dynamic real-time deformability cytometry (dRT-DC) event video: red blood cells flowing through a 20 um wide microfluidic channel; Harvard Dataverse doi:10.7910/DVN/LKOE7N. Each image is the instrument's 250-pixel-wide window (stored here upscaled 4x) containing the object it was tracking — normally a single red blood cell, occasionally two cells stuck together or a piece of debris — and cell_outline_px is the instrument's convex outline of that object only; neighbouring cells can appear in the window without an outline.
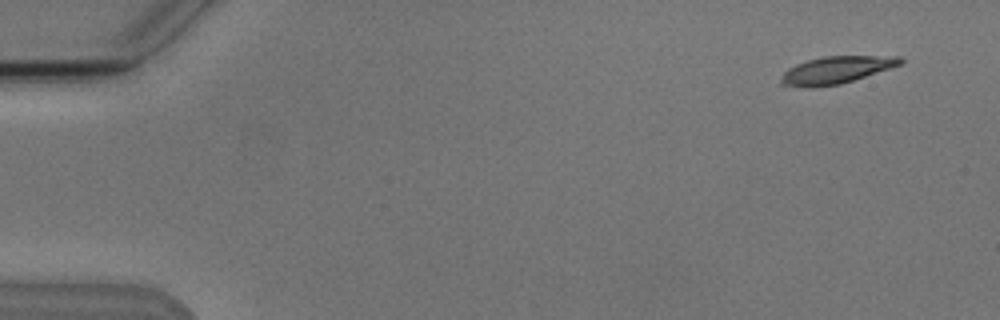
{"species": "Egyptian fruit bat (a non-hibernating species)", "species_latin": "Rousettus aegyptiacus", "temperature_condition": "cold", "stored_images_in_passage": 9, "camera_frame_rate_fps": 3000, "um_per_image_px": 0.085, "animal": {"sex": "male"}, "frame": {"image": 1, "passage_image": 1, "time_ms": 0.0, "image_size_px": [1000, 320], "cell_outline_px": [[904, 60], [900, 64], [840, 84], [780, 84], [780, 80], [784, 72], [788, 68], [796, 64], [808, 60], [824, 56], [900, 56]], "centroid_in_image_um": [71.13, 5.88], "position_along_channel_um": 13.9, "area_um2": 17.74}}
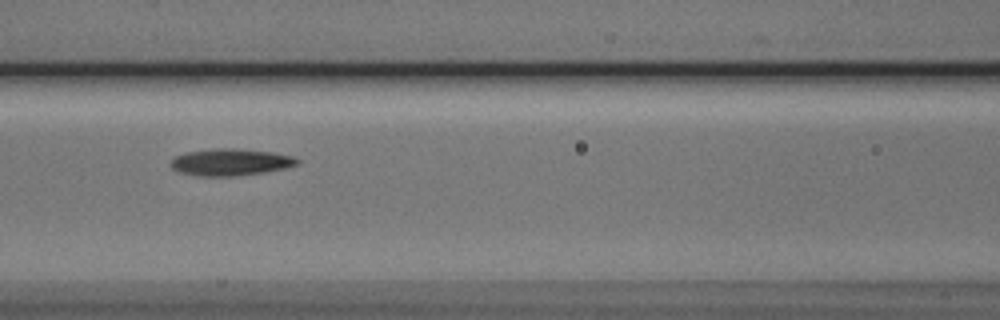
{"frame": {"image": 2, "passage_image": 7, "time_ms": 7.0, "image_size_px": [1000, 320], "cell_outline_px": [[300, 164], [284, 168], [264, 172], [232, 176], [196, 176], [180, 172], [172, 168], [168, 164], [172, 156], [184, 152], [216, 148], [236, 148], [272, 152], [292, 156], [300, 160]], "centroid_in_image_um": [19.53, 13.77], "position_along_channel_um": 147.1, "area_um2": 20.06}}
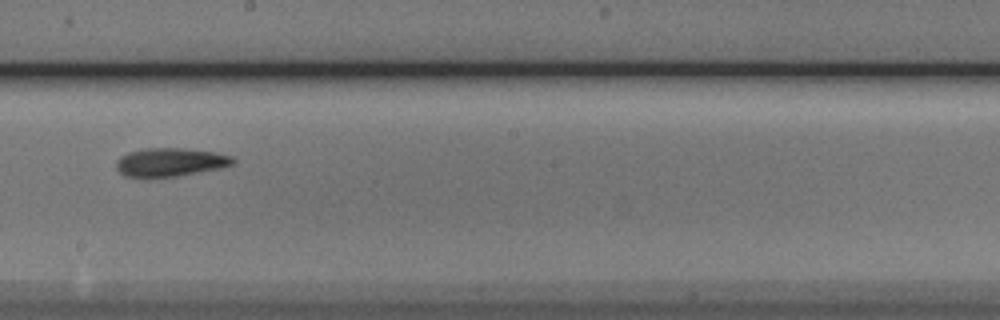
{"frame": {"image": 3, "passage_image": 9, "time_ms": 9.333, "image_size_px": [1000, 320], "cell_outline_px": [[236, 160], [232, 164], [220, 168], [176, 176], [124, 176], [116, 168], [116, 160], [120, 156], [128, 152], [148, 148], [184, 148], [216, 152], [232, 156]], "centroid_in_image_um": [14.48, 13.76], "position_along_channel_um": 233.7, "area_um2": 19.13}}